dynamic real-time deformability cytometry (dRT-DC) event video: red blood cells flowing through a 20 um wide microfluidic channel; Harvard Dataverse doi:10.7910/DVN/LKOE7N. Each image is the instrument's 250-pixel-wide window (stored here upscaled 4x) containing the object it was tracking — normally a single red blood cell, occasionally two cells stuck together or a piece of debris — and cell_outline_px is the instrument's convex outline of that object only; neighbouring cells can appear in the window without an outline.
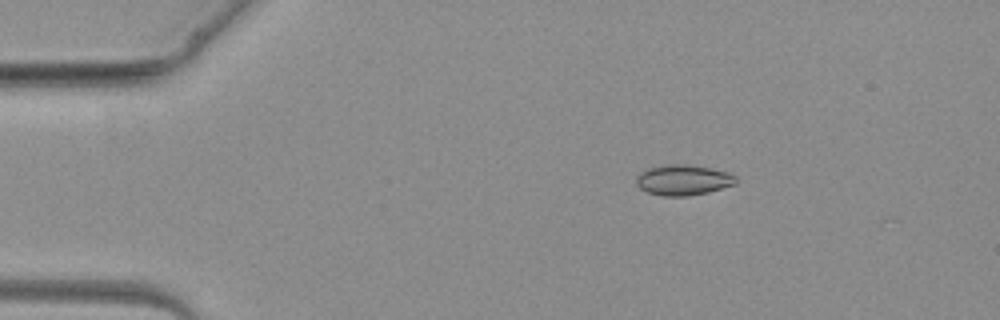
{"species": "common noctule bat (a hibernating species)", "species_latin": "Nyctalus noctula", "temperature_condition": "warm", "stored_images_in_passage": 3, "camera_frame_rate_fps": 3000, "um_per_image_px": 0.085, "animal": {"sex": "female", "body_mass_g": 19.3, "forearm_length_mm": 54.1}, "frame": {"image": 1, "passage_image": 2, "time_ms": 1.333, "image_size_px": [1000, 320], "cell_outline_px": [[736, 184], [708, 192], [688, 196], [664, 196], [648, 192], [640, 188], [636, 184], [636, 176], [640, 172], [648, 168], [672, 164], [688, 164], [728, 172], [736, 176]], "centroid_in_image_um": [58.06, 15.3], "position_along_channel_um": 26.9, "area_um2": 17.63}}